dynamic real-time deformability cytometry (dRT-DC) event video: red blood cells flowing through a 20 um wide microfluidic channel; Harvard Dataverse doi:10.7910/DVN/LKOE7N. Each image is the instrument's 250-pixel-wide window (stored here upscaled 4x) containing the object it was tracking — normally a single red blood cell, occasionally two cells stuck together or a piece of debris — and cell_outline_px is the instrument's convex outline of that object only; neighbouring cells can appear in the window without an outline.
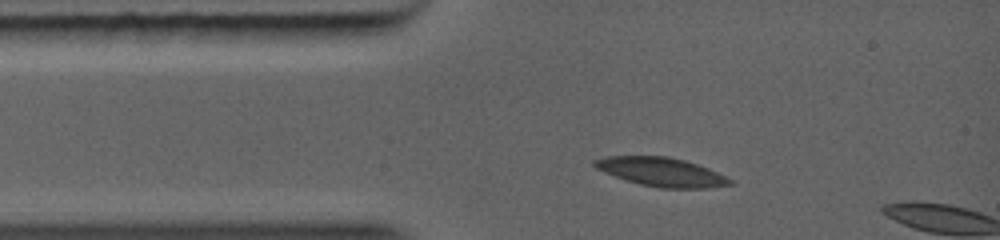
{"species": "common noctule bat (a hibernating species)", "species_latin": "Nyctalus noctula", "temperature_condition": "warm", "stored_images_in_passage": 2, "camera_frame_rate_fps": 5000, "um_per_image_px": 0.085, "animal": {"sex": "female", "body_mass_g": 19.0, "forearm_length_mm": 56.7}, "frame": {"image": 1, "passage_image": 1, "time_ms": 0.0, "image_size_px": [1000, 240], "cell_outline_px": [[736, 184], [708, 188], [660, 188], [640, 184], [624, 180], [604, 172], [596, 168], [592, 164], [592, 160], [604, 156], [668, 156], [684, 160], [708, 168], [732, 180]], "centroid_in_image_um": [56.19, 14.62], "position_along_channel_um": 28.8, "area_um2": 22.83}}